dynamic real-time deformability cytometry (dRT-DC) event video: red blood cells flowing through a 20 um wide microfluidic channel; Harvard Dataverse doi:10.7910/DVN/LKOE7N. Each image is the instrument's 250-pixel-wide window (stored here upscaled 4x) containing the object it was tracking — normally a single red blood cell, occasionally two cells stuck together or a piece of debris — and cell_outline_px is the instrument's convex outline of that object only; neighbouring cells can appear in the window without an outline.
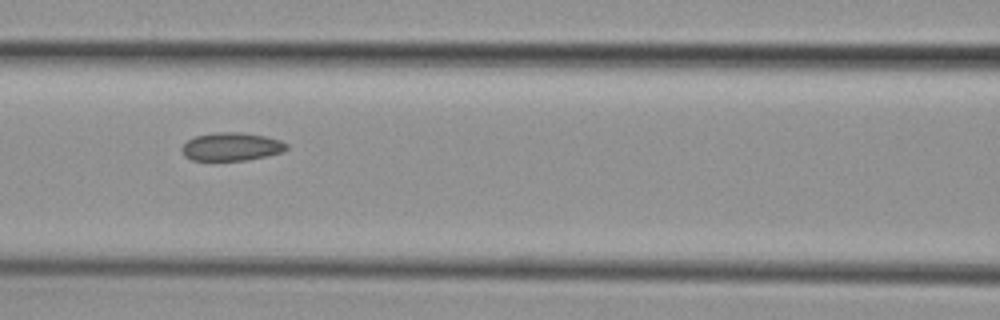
{"species": "common noctule bat (a hibernating species)", "species_latin": "Nyctalus noctula", "temperature_condition": "cold", "stored_images_in_passage": 10, "camera_frame_rate_fps": 3000, "um_per_image_px": 0.085, "animal": {"sex": "female", "body_mass_g": 29.2, "forearm_length_mm": 56.3}, "frame": {"image": 1, "passage_image": 6, "time_ms": 8.333, "image_size_px": [1000, 320], "cell_outline_px": [[288, 148], [284, 152], [268, 156], [248, 160], [192, 160], [184, 156], [180, 148], [188, 140], [196, 136], [212, 132], [240, 132], [264, 136], [280, 140], [288, 144]], "centroid_in_image_um": [19.69, 12.47], "position_along_channel_um": 146.9, "area_um2": 17.34}}
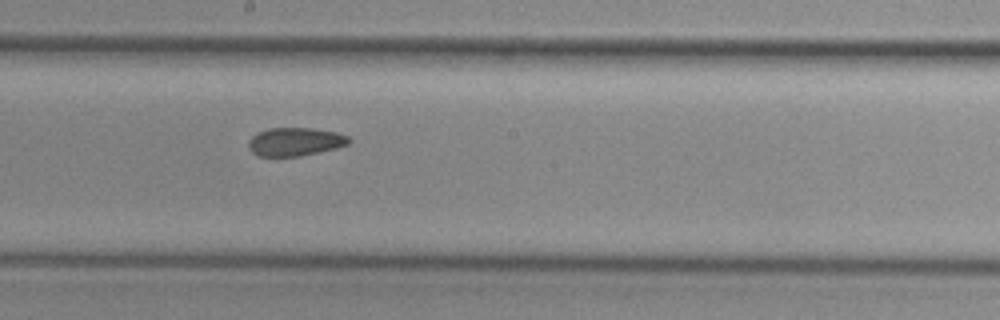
{"frame": {"image": 2, "passage_image": 8, "time_ms": 10.333, "image_size_px": [1000, 320], "cell_outline_px": [[352, 140], [348, 144], [336, 148], [320, 152], [300, 156], [260, 156], [252, 152], [248, 144], [248, 140], [256, 132], [268, 128], [312, 128], [336, 132], [348, 136]], "centroid_in_image_um": [25.09, 12.04], "position_along_channel_um": 223.1, "area_um2": 16.65}}
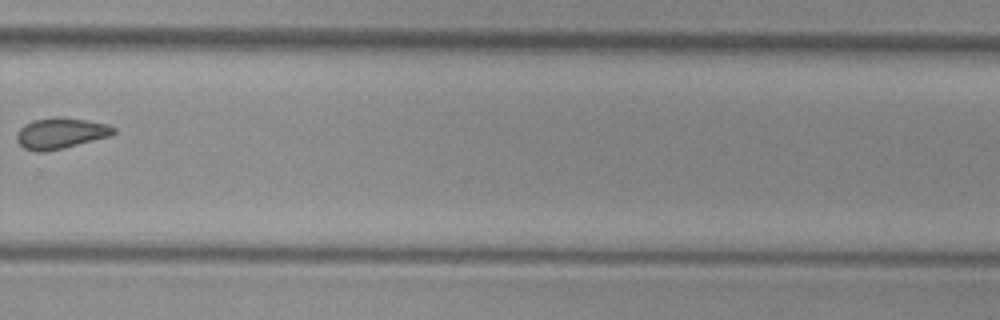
{"frame": {"image": 3, "passage_image": 10, "time_ms": 13.0, "image_size_px": [1000, 320], "cell_outline_px": [[116, 132], [108, 136], [44, 152], [36, 152], [24, 148], [16, 140], [16, 136], [20, 128], [24, 124], [32, 120], [60, 116], [88, 120], [108, 124], [116, 128]], "centroid_in_image_um": [5.13, 11.3], "position_along_channel_um": 324.7, "area_um2": 17.28}}